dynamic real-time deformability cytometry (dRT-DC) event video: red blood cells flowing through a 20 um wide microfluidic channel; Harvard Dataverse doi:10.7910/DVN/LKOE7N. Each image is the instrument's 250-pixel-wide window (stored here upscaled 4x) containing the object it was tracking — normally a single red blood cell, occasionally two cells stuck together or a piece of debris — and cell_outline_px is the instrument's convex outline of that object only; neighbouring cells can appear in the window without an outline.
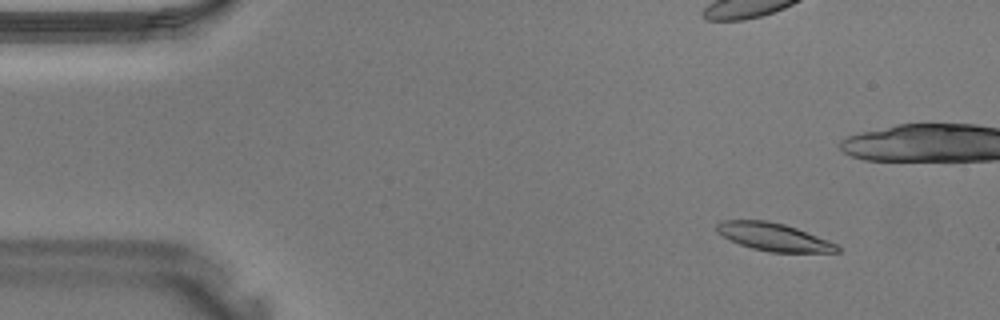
{"species": "Egyptian fruit bat (a non-hibernating species)", "species_latin": "Rousettus aegyptiacus", "temperature_condition": "warm", "stored_images_in_passage": 38, "camera_frame_rate_fps": 3000, "um_per_image_px": 0.085, "animal": {"sex": "male"}, "frame": {"image": 1, "passage_image": 1, "time_ms": 0.0, "image_size_px": [1000, 320], "cell_outline_px": [[840, 252], [768, 252], [752, 248], [740, 244], [716, 232], [716, 224], [720, 220], [768, 220], [784, 224], [796, 228], [828, 240], [836, 244], [840, 248]], "centroid_in_image_um": [65.75, 20.13], "position_along_channel_um": 19.3, "area_um2": 19.42}}